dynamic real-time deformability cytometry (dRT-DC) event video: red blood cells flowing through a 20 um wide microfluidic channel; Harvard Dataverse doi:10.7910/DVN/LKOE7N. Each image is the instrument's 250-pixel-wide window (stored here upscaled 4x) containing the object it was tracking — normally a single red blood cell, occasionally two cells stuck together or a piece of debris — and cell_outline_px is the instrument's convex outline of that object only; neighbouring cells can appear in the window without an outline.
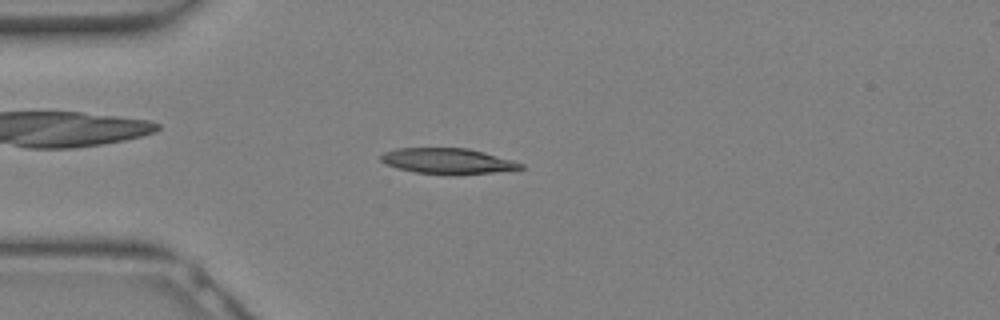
{"species": "Egyptian fruit bat (a non-hibernating species)", "species_latin": "Rousettus aegyptiacus", "temperature_condition": "warm", "stored_images_in_passage": 4, "camera_frame_rate_fps": 3000, "um_per_image_px": 0.085, "animal": {"sex": "female"}, "frame": {"image": 1, "passage_image": 1, "time_ms": 0.0, "image_size_px": [1000, 320], "cell_outline_px": [[524, 168], [492, 172], [456, 176], [448, 176], [412, 172], [396, 168], [380, 160], [380, 156], [384, 152], [396, 148], [468, 148], [484, 152], [512, 160], [524, 164]], "centroid_in_image_um": [38.03, 13.71], "position_along_channel_um": 47.0, "area_um2": 21.21}}
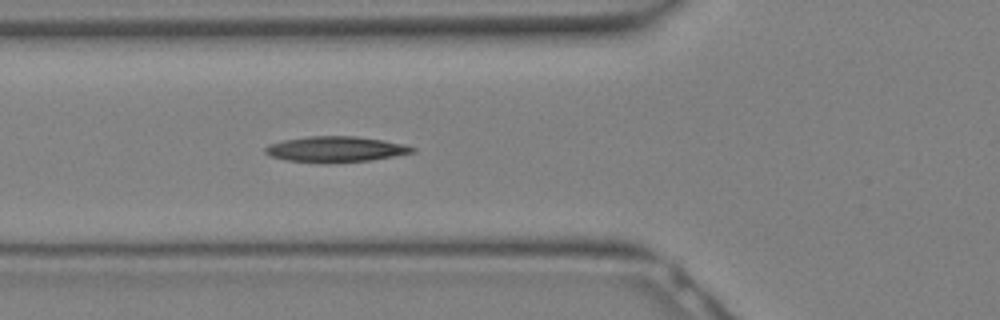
{"frame": {"image": 2, "passage_image": 4, "time_ms": 1.0, "image_size_px": [1000, 320], "cell_outline_px": [[416, 152], [372, 160], [284, 160], [272, 156], [264, 152], [264, 148], [272, 144], [284, 140], [308, 136], [356, 136], [384, 140], [404, 144], [416, 148]], "centroid_in_image_um": [28.6, 12.63], "position_along_channel_um": 97.2, "area_um2": 20.98}}